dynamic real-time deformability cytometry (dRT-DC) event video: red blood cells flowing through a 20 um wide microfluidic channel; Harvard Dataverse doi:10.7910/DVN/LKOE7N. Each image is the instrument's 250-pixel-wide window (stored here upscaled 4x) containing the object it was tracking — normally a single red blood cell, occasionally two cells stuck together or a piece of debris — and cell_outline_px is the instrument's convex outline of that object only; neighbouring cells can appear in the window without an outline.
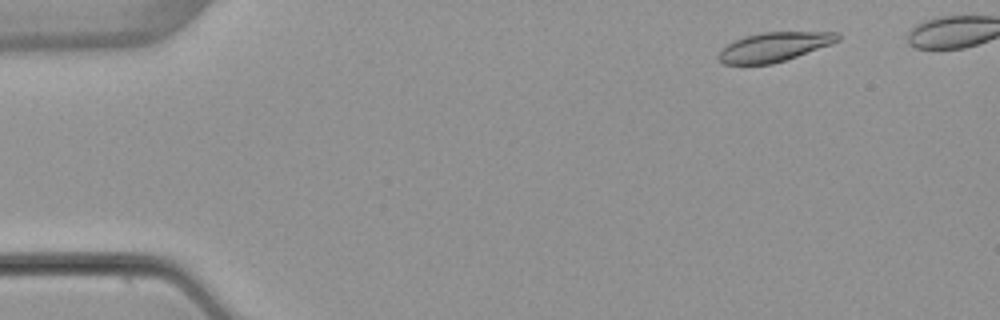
{"species": "common noctule bat (a hibernating species)", "species_latin": "Nyctalus noctula", "temperature_condition": "warm", "stored_images_in_passage": 7, "camera_frame_rate_fps": 3000, "um_per_image_px": 0.085, "animal": {"sex": "female", "body_mass_g": 22.7, "forearm_length_mm": 54.2}, "frame": {"image": 1, "passage_image": 1, "time_ms": 0.0, "image_size_px": [1000, 320], "cell_outline_px": [[840, 40], [832, 44], [772, 64], [724, 64], [716, 56], [720, 48], [744, 36], [764, 32], [836, 32], [840, 36]], "centroid_in_image_um": [65.77, 3.98], "position_along_channel_um": 19.2, "area_um2": 20.17}}
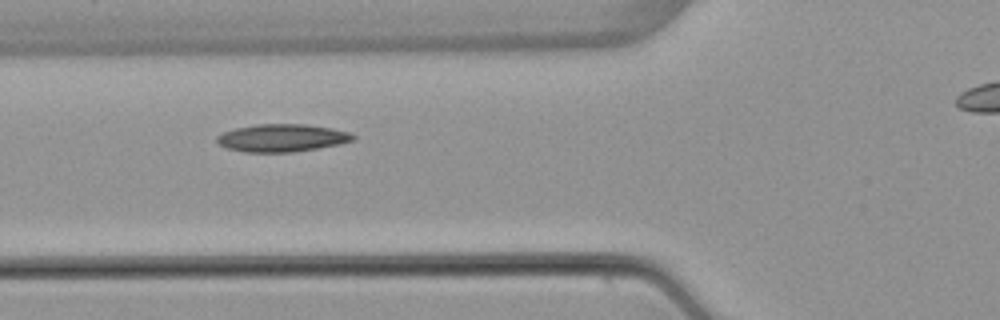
{"frame": {"image": 2, "passage_image": 5, "time_ms": 4.667, "image_size_px": [1000, 320], "cell_outline_px": [[356, 140], [340, 144], [292, 152], [244, 152], [224, 148], [216, 140], [216, 136], [224, 132], [236, 128], [256, 124], [304, 124], [332, 128], [348, 132], [356, 136]], "centroid_in_image_um": [23.97, 11.72], "position_along_channel_um": 101.8, "area_um2": 21.96}}
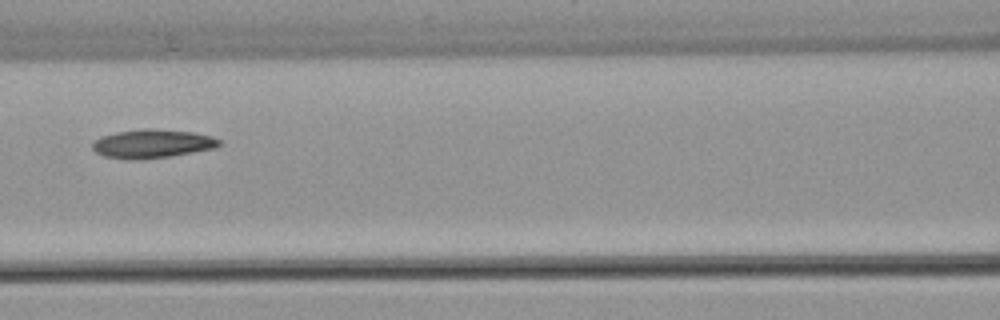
{"frame": {"image": 3, "passage_image": 6, "time_ms": 6.0, "image_size_px": [1000, 320], "cell_outline_px": [[220, 144], [216, 148], [172, 156], [140, 160], [128, 160], [104, 156], [96, 152], [92, 148], [92, 144], [100, 136], [116, 132], [140, 128], [152, 128], [192, 132], [212, 136], [220, 140]], "centroid_in_image_um": [12.93, 12.22], "position_along_channel_um": 153.7, "area_um2": 21.44}}